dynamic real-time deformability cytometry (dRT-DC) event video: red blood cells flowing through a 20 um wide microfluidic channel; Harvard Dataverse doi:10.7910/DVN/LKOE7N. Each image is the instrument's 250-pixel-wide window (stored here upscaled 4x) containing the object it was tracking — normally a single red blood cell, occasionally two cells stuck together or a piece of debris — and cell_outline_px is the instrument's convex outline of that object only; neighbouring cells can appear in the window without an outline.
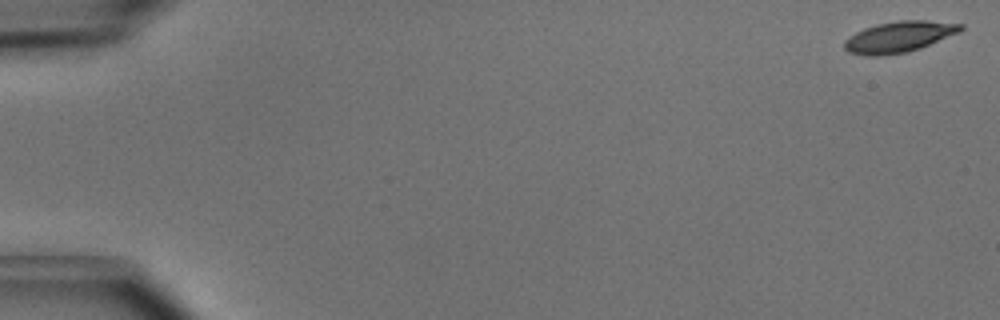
{"species": "common noctule bat (a hibernating species)", "species_latin": "Nyctalus noctula", "temperature_condition": "cold", "stored_images_in_passage": 6, "segment_of_instrument_passage": [1, 2], "camera_frame_rate_fps": 3000, "um_per_image_px": 0.085, "animal": {"sex": "male", "body_mass_g": 15.6}, "frame": {"image": 1, "passage_image": 1, "time_ms": 0.0, "image_size_px": [1000, 320], "cell_outline_px": [[964, 28], [960, 32], [920, 48], [908, 52], [880, 56], [868, 56], [848, 52], [844, 48], [844, 40], [856, 32], [864, 28], [876, 24], [900, 20], [924, 20], [964, 24]], "centroid_in_image_um": [76.41, 3.13], "position_along_channel_um": 8.6, "area_um2": 21.04}}